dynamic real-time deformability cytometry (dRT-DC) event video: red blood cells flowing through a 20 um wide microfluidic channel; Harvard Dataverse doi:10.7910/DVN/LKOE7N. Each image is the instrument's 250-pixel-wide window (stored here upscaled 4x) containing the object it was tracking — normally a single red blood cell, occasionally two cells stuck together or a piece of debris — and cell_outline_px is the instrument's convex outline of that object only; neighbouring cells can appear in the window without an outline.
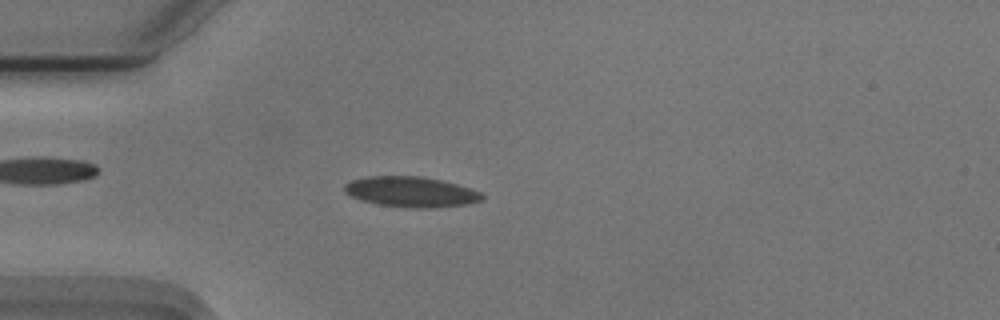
{"species": "Egyptian fruit bat (a non-hibernating species)", "species_latin": "Rousettus aegyptiacus", "temperature_condition": "cold", "stored_images_in_passage": 55, "camera_frame_rate_fps": 3000, "um_per_image_px": 0.085, "animal": {"sex": "male"}, "frame": {"image": 1, "passage_image": 15, "time_ms": 4.667, "image_size_px": [1000, 320], "cell_outline_px": [[484, 200], [468, 204], [436, 208], [408, 208], [376, 204], [360, 200], [344, 192], [344, 184], [352, 180], [368, 176], [420, 176], [440, 180], [472, 188], [480, 192], [484, 196]], "centroid_in_image_um": [34.95, 16.32], "position_along_channel_um": 50.0, "area_um2": 24.62}}
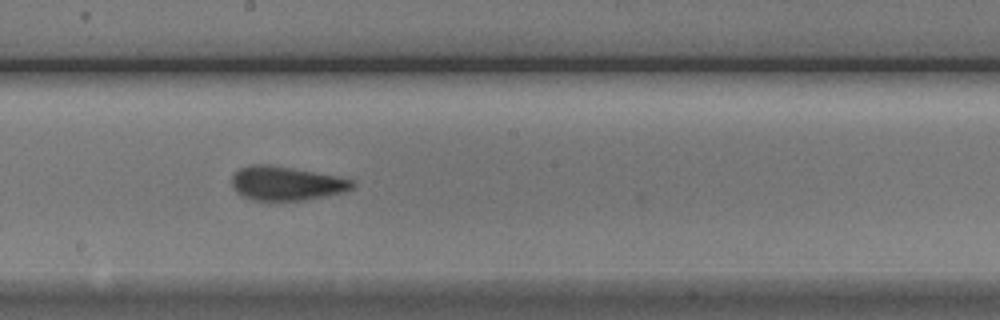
{"frame": {"image": 2, "passage_image": 30, "time_ms": 9.667, "image_size_px": [1000, 320], "cell_outline_px": [[356, 184], [352, 188], [344, 192], [328, 196], [304, 200], [252, 200], [236, 192], [232, 188], [232, 176], [240, 168], [252, 164], [268, 164], [292, 168], [336, 176], [356, 180]], "centroid_in_image_um": [24.35, 15.59], "position_along_channel_um": 223.8, "area_um2": 23.93}}
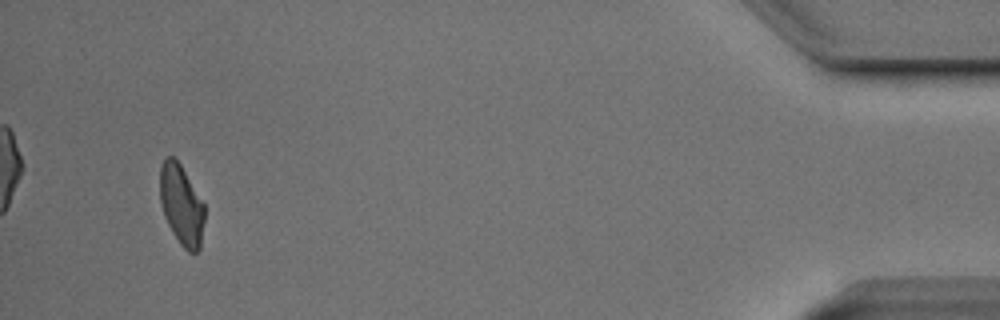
{"frame": {"image": 3, "passage_image": 52, "time_ms": 17.0, "image_size_px": [1000, 320], "cell_outline_px": [[204, 220], [200, 248], [196, 252], [188, 252], [180, 244], [172, 232], [164, 216], [160, 204], [160, 168], [164, 160], [168, 156], [176, 156], [204, 204]], "centroid_in_image_um": [15.41, 17.4], "position_along_channel_um": 419.8, "area_um2": 20.92}, "authors_computed_cell_mechanics": {"area_um2": 23.12, "velocity_mm_per_s": 3.7257, "shape_relaxation_time_tau1_ms": 4.661, "shape_relaxation_time_tau2_ms": 1.4801, "deformation_change_tau1": 0.131, "deformation_change_tau2": 0.0828}}